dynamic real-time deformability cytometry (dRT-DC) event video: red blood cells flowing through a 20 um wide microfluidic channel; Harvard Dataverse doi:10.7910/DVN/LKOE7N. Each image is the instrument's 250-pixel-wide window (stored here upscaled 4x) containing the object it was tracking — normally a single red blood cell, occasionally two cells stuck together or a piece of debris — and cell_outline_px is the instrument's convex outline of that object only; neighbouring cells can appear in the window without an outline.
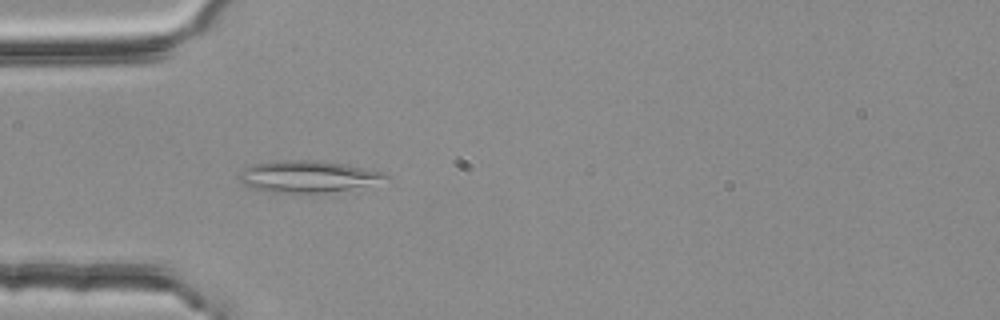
{"species": "common noctule bat (a hibernating species)", "species_latin": "Nyctalus noctula", "temperature_condition": "room temperature", "stored_images_in_passage": 3, "camera_frame_rate_fps": 3000, "um_per_image_px": 0.085, "animal": {"sex": "female", "body_mass_g": 25.1}, "frame": {"image": 1, "passage_image": 3, "time_ms": 0.667, "image_size_px": [1000, 320], "cell_outline_px": [[392, 180], [348, 188], [324, 192], [268, 192], [244, 184], [236, 176], [244, 168], [252, 164], [276, 160], [316, 160], [344, 164], [380, 172], [392, 176]], "centroid_in_image_um": [26.13, 14.98], "position_along_channel_um": 58.9, "area_um2": 26.7}}